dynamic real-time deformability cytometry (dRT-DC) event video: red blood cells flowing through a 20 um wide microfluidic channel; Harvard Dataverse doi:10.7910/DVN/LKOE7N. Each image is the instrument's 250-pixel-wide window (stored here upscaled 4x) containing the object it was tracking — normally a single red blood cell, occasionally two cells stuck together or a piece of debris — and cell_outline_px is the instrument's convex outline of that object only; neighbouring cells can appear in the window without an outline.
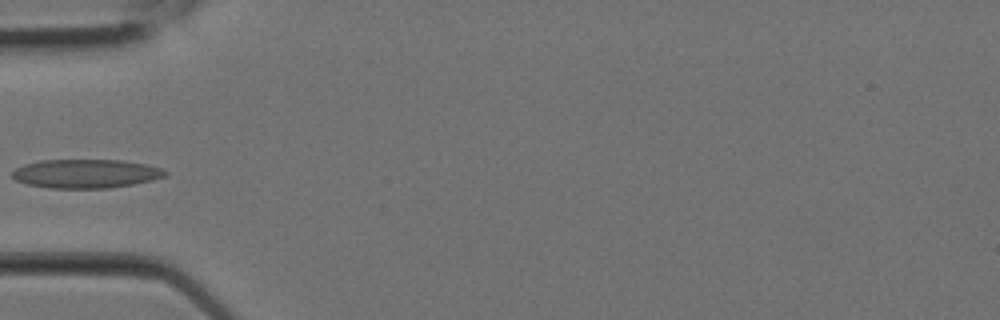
{"species": "Egyptian fruit bat (a non-hibernating species)", "species_latin": "Rousettus aegyptiacus", "temperature_condition": "room temperature", "stored_images_in_passage": 8, "camera_frame_rate_fps": 3000, "um_per_image_px": 0.085, "animal": {"sex": "female"}, "frame": {"image": 1, "passage_image": 6, "time_ms": 1.667, "image_size_px": [1000, 320], "cell_outline_px": [[168, 172], [164, 176], [152, 180], [132, 184], [108, 188], [52, 188], [28, 184], [16, 180], [12, 176], [12, 172], [16, 168], [24, 164], [40, 160], [124, 160], [148, 164], [164, 168]], "centroid_in_image_um": [7.33, 14.75], "position_along_channel_um": 77.7, "area_um2": 25.72}}
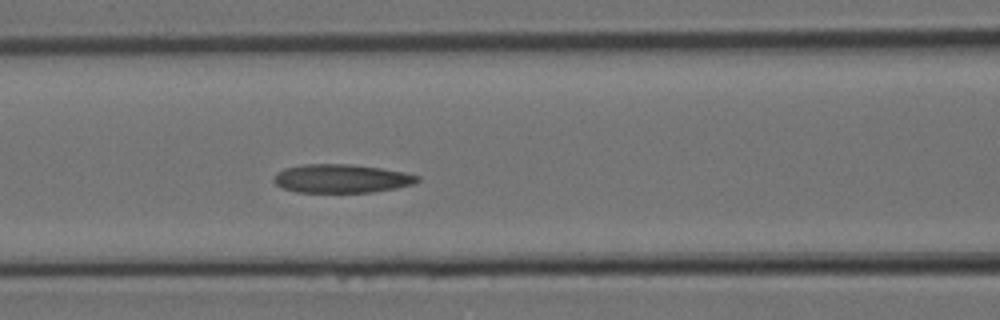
{"frame": {"image": 2, "passage_image": 8, "time_ms": 2.333, "image_size_px": [1000, 320], "cell_outline_px": [[420, 180], [412, 184], [396, 188], [372, 192], [296, 192], [280, 188], [272, 180], [276, 172], [284, 168], [304, 164], [348, 164], [380, 168], [404, 172], [420, 176]], "centroid_in_image_um": [28.98, 15.18], "position_along_channel_um": 137.6, "area_um2": 23.99}}